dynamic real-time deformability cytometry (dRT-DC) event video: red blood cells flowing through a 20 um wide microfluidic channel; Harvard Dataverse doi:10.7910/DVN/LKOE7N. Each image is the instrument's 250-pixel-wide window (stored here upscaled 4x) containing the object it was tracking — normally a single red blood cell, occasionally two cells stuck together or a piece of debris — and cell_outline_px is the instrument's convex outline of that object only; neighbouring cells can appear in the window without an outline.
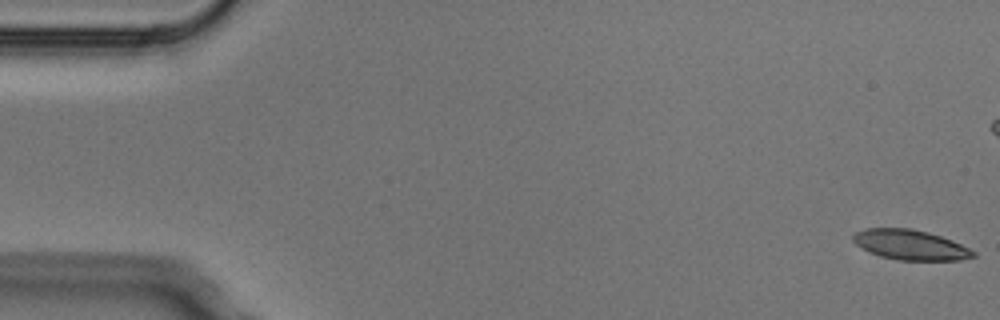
{"species": "Egyptian fruit bat (a non-hibernating species)", "species_latin": "Rousettus aegyptiacus", "temperature_condition": "cold", "stored_images_in_passage": 4, "camera_frame_rate_fps": 3000, "um_per_image_px": 0.085, "animal": {"sex": "male"}, "frame": {"image": 1, "passage_image": 1, "time_ms": 0.0, "image_size_px": [1000, 320], "cell_outline_px": [[976, 256], [960, 260], [900, 260], [880, 256], [860, 248], [852, 240], [852, 236], [856, 232], [864, 228], [912, 228], [928, 232], [952, 240], [976, 252]], "centroid_in_image_um": [77.36, 20.8], "position_along_channel_um": 7.6, "area_um2": 21.04}}